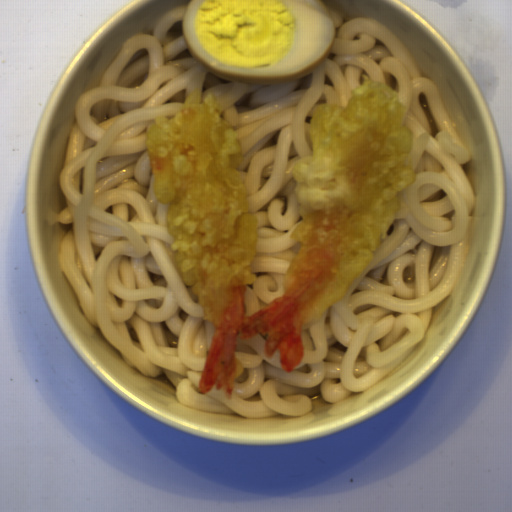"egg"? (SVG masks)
Segmentation results:
<instances>
[{
	"instance_id": "1",
	"label": "egg",
	"mask_w": 512,
	"mask_h": 512,
	"mask_svg": "<svg viewBox=\"0 0 512 512\" xmlns=\"http://www.w3.org/2000/svg\"><path fill=\"white\" fill-rule=\"evenodd\" d=\"M325 0H190L182 32L191 56L223 79L291 83L329 56L336 28Z\"/></svg>"
}]
</instances>
